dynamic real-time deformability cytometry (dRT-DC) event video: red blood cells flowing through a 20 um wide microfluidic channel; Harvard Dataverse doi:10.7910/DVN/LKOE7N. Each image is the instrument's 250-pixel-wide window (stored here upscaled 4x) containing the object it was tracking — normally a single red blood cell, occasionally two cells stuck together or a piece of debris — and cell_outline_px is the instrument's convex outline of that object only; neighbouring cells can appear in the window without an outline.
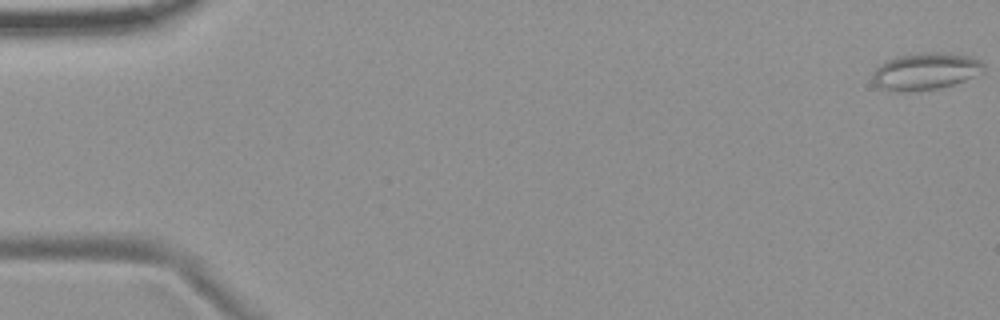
{"species": "common noctule bat (a hibernating species)", "species_latin": "Nyctalus noctula", "temperature_condition": "room temperature", "stored_images_in_passage": 8, "camera_frame_rate_fps": 3000, "um_per_image_px": 0.085, "animal": {"sex": "female", "body_mass_g": 19.9}, "frame": {"image": 1, "passage_image": 1, "time_ms": 0.0, "image_size_px": [1000, 320], "cell_outline_px": [[984, 72], [964, 80], [952, 84], [936, 88], [912, 92], [896, 92], [872, 84], [872, 72], [880, 64], [896, 56], [916, 52], [944, 52], [972, 56], [980, 60], [984, 64]], "centroid_in_image_um": [78.65, 6.04], "position_along_channel_um": 6.3, "area_um2": 24.28}}
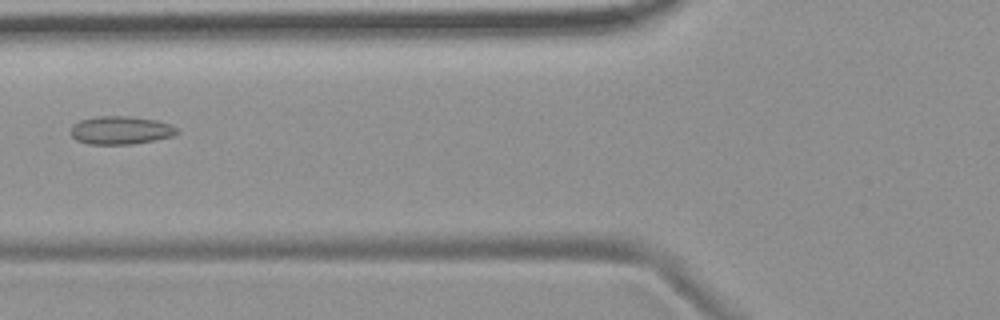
{"frame": {"image": 2, "passage_image": 7, "time_ms": 7.0, "image_size_px": [1000, 320], "cell_outline_px": [[180, 132], [172, 136], [132, 144], [88, 144], [76, 140], [72, 136], [72, 124], [80, 120], [96, 116], [124, 116], [156, 120], [172, 124]], "centroid_in_image_um": [10.25, 11.07], "position_along_channel_um": 115.5, "area_um2": 17.34}}
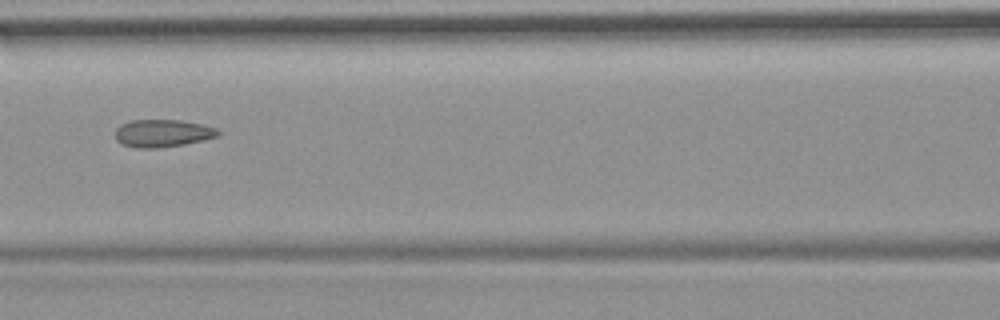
{"frame": {"image": 3, "passage_image": 8, "time_ms": 8.0, "image_size_px": [1000, 320], "cell_outline_px": [[220, 136], [204, 140], [184, 144], [156, 148], [140, 148], [124, 144], [116, 140], [116, 128], [120, 124], [132, 120], [180, 120], [200, 124], [216, 128], [220, 132]], "centroid_in_image_um": [13.84, 11.32], "position_along_channel_um": 152.8, "area_um2": 16.42}}